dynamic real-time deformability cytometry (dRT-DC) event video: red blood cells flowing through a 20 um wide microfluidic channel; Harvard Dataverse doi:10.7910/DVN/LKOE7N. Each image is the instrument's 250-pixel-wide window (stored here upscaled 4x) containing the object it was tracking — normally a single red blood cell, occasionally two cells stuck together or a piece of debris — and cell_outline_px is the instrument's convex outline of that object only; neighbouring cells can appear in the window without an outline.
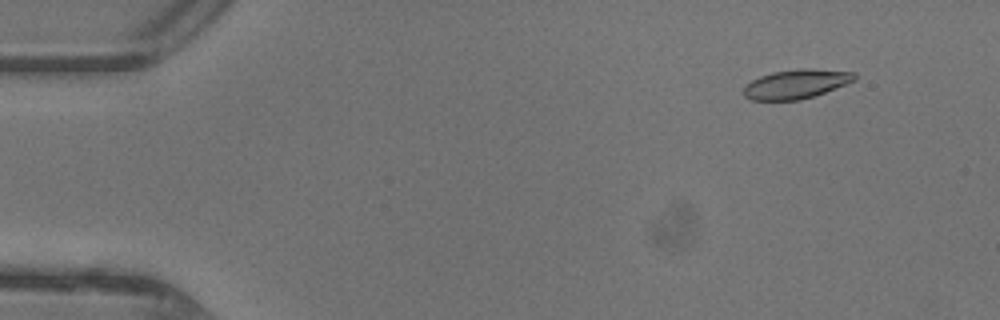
{"species": "common noctule bat (a hibernating species)", "species_latin": "Nyctalus noctula", "temperature_condition": "warm", "stored_images_in_passage": 47, "camera_frame_rate_fps": 3000, "um_per_image_px": 0.085, "animal": {"sex": "female"}, "frame": {"image": 1, "passage_image": 5, "time_ms": 1.333, "image_size_px": [1000, 320], "cell_outline_px": [[856, 80], [824, 92], [800, 100], [752, 100], [744, 96], [744, 88], [752, 80], [760, 76], [772, 72], [804, 68], [808, 68], [856, 72]], "centroid_in_image_um": [67.68, 7.13], "position_along_channel_um": 17.3, "area_um2": 18.67}}
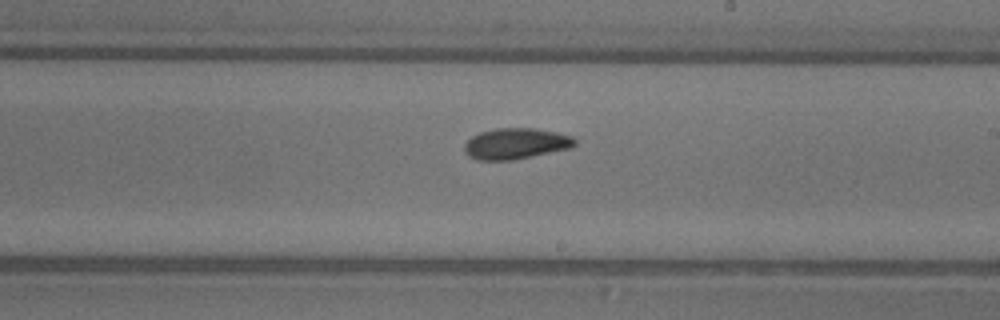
{"frame": {"image": 2, "passage_image": 28, "time_ms": 9.0, "image_size_px": [1000, 320], "cell_outline_px": [[576, 144], [572, 148], [512, 160], [476, 160], [468, 156], [464, 152], [464, 144], [472, 136], [480, 132], [496, 128], [536, 128], [556, 132], [572, 136], [576, 140]], "centroid_in_image_um": [43.84, 12.21], "position_along_channel_um": 245.2, "area_um2": 20.06}}
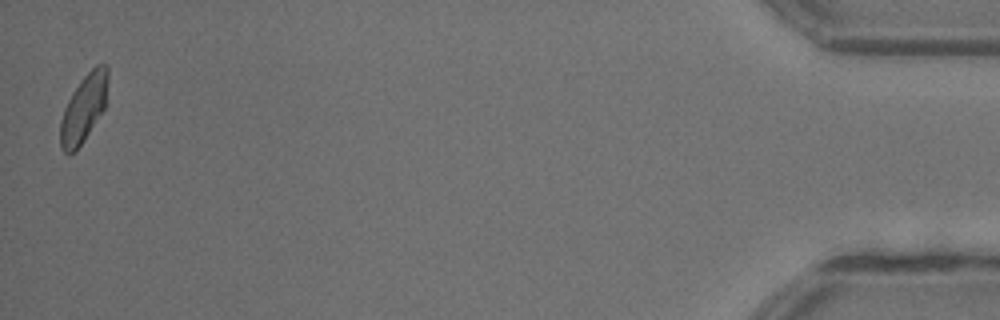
{"frame": {"image": 3, "passage_image": 47, "time_ms": 15.333, "image_size_px": [1000, 320], "cell_outline_px": [[108, 76], [104, 108], [84, 140], [76, 152], [68, 156], [60, 148], [60, 120], [64, 108], [72, 92], [80, 80], [96, 64], [108, 64]], "centroid_in_image_um": [7.09, 9.23], "position_along_channel_um": 428.1, "area_um2": 18.79}, "authors_computed_cell_mechanics": {"area_um2": 18.9006, "velocity_mm_per_s": 4.3948, "shape_relaxation_time_tau1_ms": 4.1525, "shape_relaxation_time_tau2_ms": 2.7651, "deformation_change_tau1": 0.1495, "deformation_change_tau2": 0.0822}}